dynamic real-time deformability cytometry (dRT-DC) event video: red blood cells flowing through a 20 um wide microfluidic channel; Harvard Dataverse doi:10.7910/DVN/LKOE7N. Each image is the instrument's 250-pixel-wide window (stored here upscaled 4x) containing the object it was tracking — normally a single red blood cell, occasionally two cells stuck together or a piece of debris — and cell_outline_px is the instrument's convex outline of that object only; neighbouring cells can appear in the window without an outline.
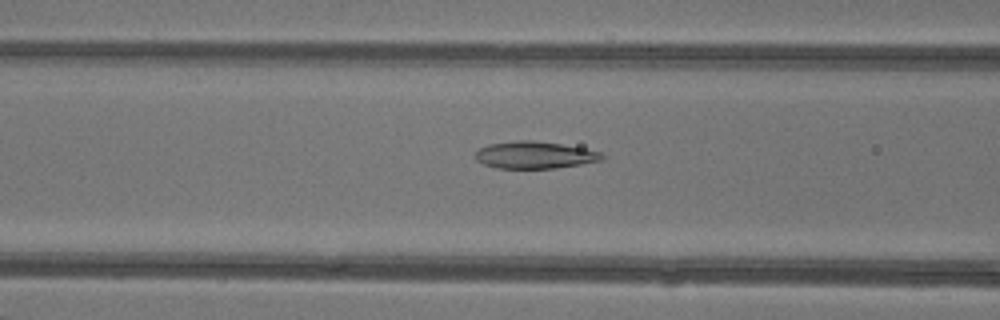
{"species": "common noctule bat (a hibernating species)", "species_latin": "Nyctalus noctula", "temperature_condition": "warm", "stored_images_in_passage": 48, "camera_frame_rate_fps": 3000, "um_per_image_px": 0.085, "animal": {"sex": "female"}, "frame": {"image": 1, "passage_image": 20, "time_ms": 6.333, "image_size_px": [1000, 320], "cell_outline_px": [[604, 160], [556, 168], [496, 168], [484, 164], [476, 160], [472, 156], [480, 148], [488, 144], [516, 140], [532, 140], [560, 144], [584, 148], [600, 152], [604, 156]], "centroid_in_image_um": [45.42, 13.17], "position_along_channel_um": 121.2, "area_um2": 20.06}}
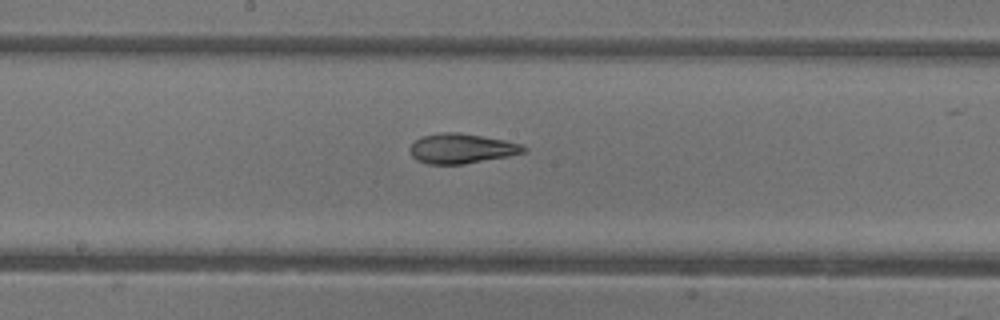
{"frame": {"image": 2, "passage_image": 26, "time_ms": 8.333, "image_size_px": [1000, 320], "cell_outline_px": [[528, 152], [508, 156], [464, 164], [428, 164], [416, 160], [408, 152], [408, 148], [420, 136], [440, 132], [456, 132], [504, 140], [524, 144], [528, 148]], "centroid_in_image_um": [39.23, 12.62], "position_along_channel_um": 209.0, "area_um2": 20.0}}
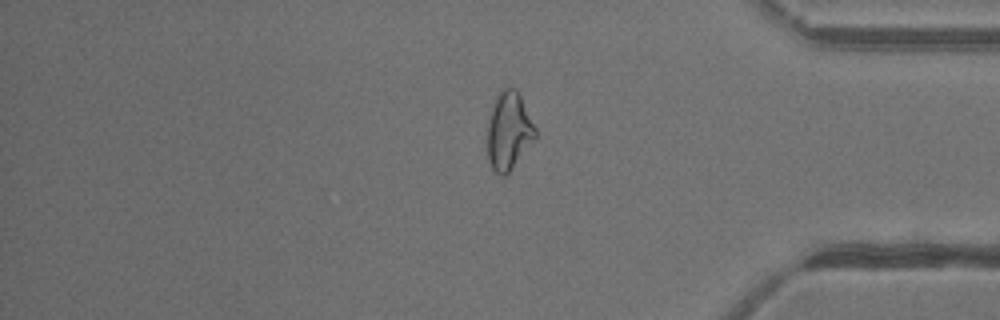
{"frame": {"image": 3, "passage_image": 40, "time_ms": 13.0, "image_size_px": [1000, 320], "cell_outline_px": [[536, 136], [508, 172], [504, 176], [500, 176], [492, 168], [488, 160], [488, 124], [492, 104], [496, 92], [504, 88], [516, 88], [536, 128]], "centroid_in_image_um": [43.22, 11.09], "position_along_channel_um": 392.0, "area_um2": 21.39}, "authors_computed_cell_mechanics": {"area_um2": 22.0218, "velocity_mm_per_s": 4.3845, "shape_relaxation_time_tau1_ms": null, "shape_relaxation_time_tau2_ms": 2.1933, "deformation_change_tau1": null, "deformation_change_tau2": 0.0953}}